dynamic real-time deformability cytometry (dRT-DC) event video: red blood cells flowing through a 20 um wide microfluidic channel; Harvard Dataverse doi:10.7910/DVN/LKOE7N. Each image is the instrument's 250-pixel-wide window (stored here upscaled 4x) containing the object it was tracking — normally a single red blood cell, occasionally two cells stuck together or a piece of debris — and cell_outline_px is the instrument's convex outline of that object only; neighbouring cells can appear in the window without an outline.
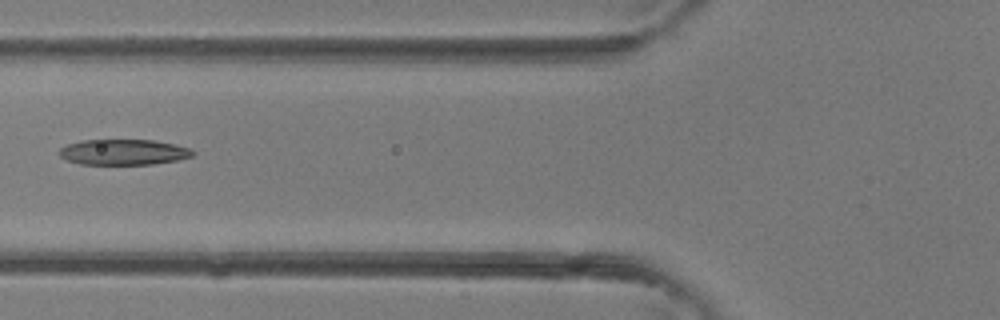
{"species": "common noctule bat (a hibernating species)", "species_latin": "Nyctalus noctula", "temperature_condition": "room temperature", "stored_images_in_passage": 3, "camera_frame_rate_fps": 3000, "um_per_image_px": 0.085, "animal": {"sex": "female"}, "frame": {"image": 1, "passage_image": 3, "time_ms": 0.667, "image_size_px": [1000, 320], "cell_outline_px": [[196, 152], [192, 156], [176, 160], [152, 164], [80, 164], [68, 160], [60, 156], [60, 148], [68, 144], [80, 140], [152, 140], [172, 144], [188, 148]], "centroid_in_image_um": [10.48, 12.93], "position_along_channel_um": 115.3, "area_um2": 19.65}}